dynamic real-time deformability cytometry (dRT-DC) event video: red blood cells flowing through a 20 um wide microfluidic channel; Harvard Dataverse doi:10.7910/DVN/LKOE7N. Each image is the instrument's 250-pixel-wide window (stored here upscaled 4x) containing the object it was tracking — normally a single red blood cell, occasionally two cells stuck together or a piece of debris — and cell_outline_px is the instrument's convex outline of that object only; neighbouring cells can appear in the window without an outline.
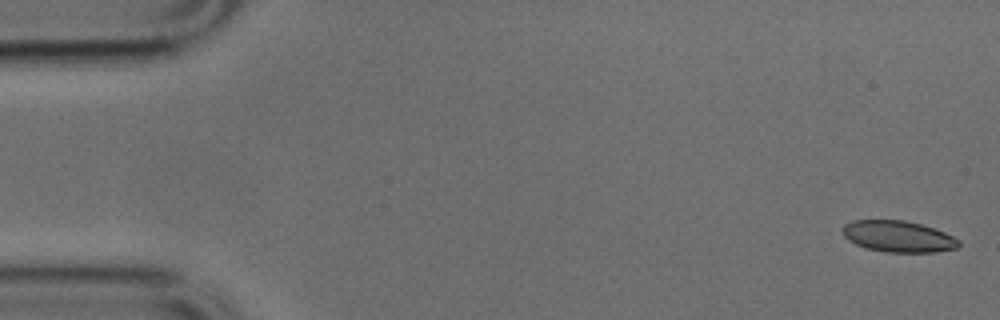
{"species": "common noctule bat (a hibernating species)", "species_latin": "Nyctalus noctula", "temperature_condition": "cold", "stored_images_in_passage": 9, "camera_frame_rate_fps": 3000, "um_per_image_px": 0.085, "animal": {"sex": "male", "body_mass_g": 17.9, "forearm_length_mm": 54.2}, "frame": {"image": 1, "passage_image": 1, "time_ms": 0.0, "image_size_px": [1000, 320], "cell_outline_px": [[960, 244], [956, 248], [936, 252], [884, 252], [864, 248], [848, 240], [844, 236], [840, 228], [844, 224], [852, 220], [904, 220], [920, 224], [944, 232], [960, 240]], "centroid_in_image_um": [76.3, 20.1], "position_along_channel_um": 8.7, "area_um2": 21.33}}